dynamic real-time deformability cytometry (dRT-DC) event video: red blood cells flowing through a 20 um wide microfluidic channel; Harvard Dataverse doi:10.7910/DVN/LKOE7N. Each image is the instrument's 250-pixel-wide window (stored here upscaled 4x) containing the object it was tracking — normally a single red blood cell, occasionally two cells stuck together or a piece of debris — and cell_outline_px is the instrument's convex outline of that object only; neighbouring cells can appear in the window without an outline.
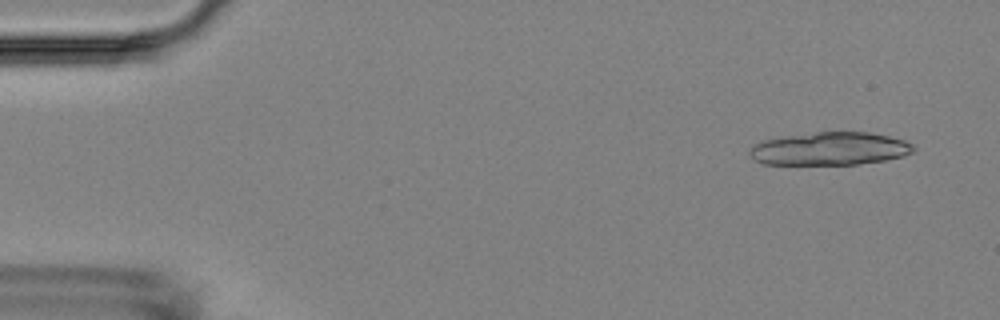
{"species": "Egyptian fruit bat (a non-hibernating species)", "species_latin": "Rousettus aegyptiacus", "temperature_condition": "room temperature", "stored_images_in_passage": 4, "camera_frame_rate_fps": 3000, "um_per_image_px": 0.085, "animal": {"sex": "female"}, "frame": {"image": 1, "passage_image": 1, "time_ms": 0.0, "image_size_px": [1000, 320], "cell_outline_px": [[916, 148], [912, 152], [904, 156], [888, 160], [856, 164], [764, 164], [756, 160], [748, 152], [752, 144], [764, 140], [784, 136], [816, 132], [868, 132], [888, 136], [904, 140], [912, 144]], "centroid_in_image_um": [70.55, 12.64], "position_along_channel_um": 14.5, "area_um2": 31.5}}